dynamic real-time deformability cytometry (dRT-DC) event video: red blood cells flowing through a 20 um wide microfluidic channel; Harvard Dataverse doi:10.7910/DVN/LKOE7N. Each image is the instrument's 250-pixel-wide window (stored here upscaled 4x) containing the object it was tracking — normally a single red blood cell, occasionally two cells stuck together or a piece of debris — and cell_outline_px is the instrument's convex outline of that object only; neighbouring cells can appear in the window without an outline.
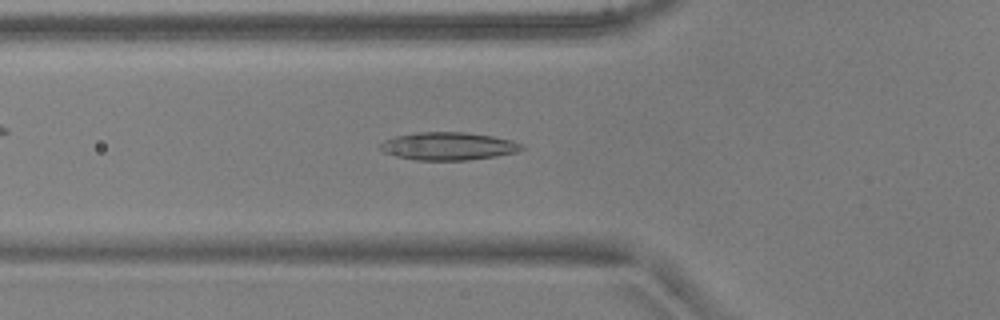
{"species": "common noctule bat (a hibernating species)", "species_latin": "Nyctalus noctula", "temperature_condition": "warm", "stored_images_in_passage": 50, "camera_frame_rate_fps": 3000, "um_per_image_px": 0.085, "animal": {"sex": "male", "body_mass_g": 17.9, "forearm_length_mm": 54.2}, "frame": {"image": 1, "passage_image": 17, "time_ms": 5.333, "image_size_px": [1000, 320], "cell_outline_px": [[524, 148], [516, 152], [496, 156], [468, 160], [416, 160], [396, 156], [384, 152], [380, 148], [380, 144], [384, 140], [396, 136], [416, 132], [464, 132], [492, 136], [512, 140], [524, 144]], "centroid_in_image_um": [38.12, 12.42], "position_along_channel_um": 87.7, "area_um2": 22.95}}
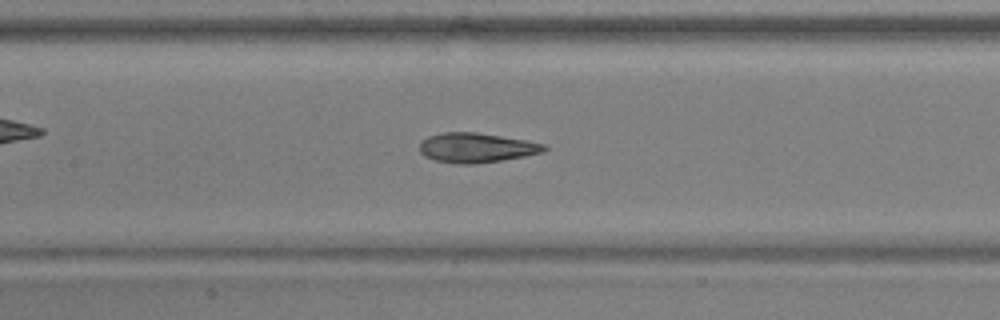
{"frame": {"image": 2, "passage_image": 23, "time_ms": 7.333, "image_size_px": [1000, 320], "cell_outline_px": [[548, 148], [544, 152], [524, 156], [500, 160], [472, 164], [456, 164], [436, 160], [424, 156], [420, 152], [420, 144], [428, 136], [444, 132], [476, 132], [524, 140], [544, 144]], "centroid_in_image_um": [40.48, 12.56], "position_along_channel_um": 166.9, "area_um2": 21.27}}
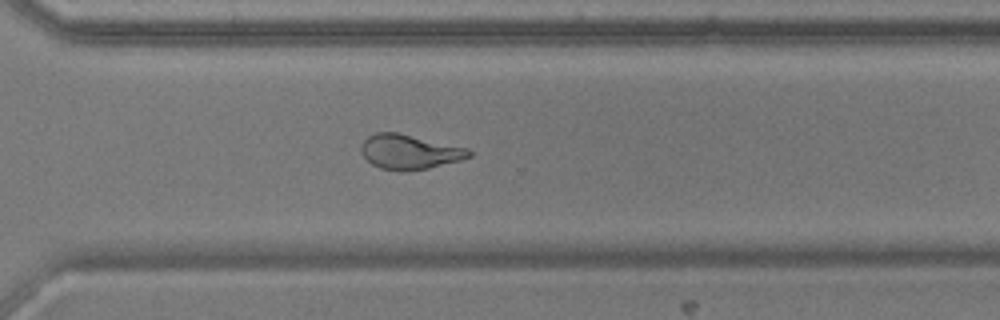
{"frame": {"image": 3, "passage_image": 36, "time_ms": 11.667, "image_size_px": [1000, 320], "cell_outline_px": [[472, 156], [460, 160], [428, 168], [408, 172], [400, 172], [380, 168], [372, 164], [360, 152], [360, 148], [364, 140], [368, 136], [376, 132], [400, 132], [468, 148], [472, 152]], "centroid_in_image_um": [34.8, 12.91], "position_along_channel_um": 335.8, "area_um2": 22.08}, "authors_computed_cell_mechanics": {"area_um2": 23.0911, "velocity_mm_per_s": 3.9153, "shape_relaxation_time_tau1_ms": null, "shape_relaxation_time_tau2_ms": 1.7536, "deformation_change_tau1": null, "deformation_change_tau2": 0.1086}}